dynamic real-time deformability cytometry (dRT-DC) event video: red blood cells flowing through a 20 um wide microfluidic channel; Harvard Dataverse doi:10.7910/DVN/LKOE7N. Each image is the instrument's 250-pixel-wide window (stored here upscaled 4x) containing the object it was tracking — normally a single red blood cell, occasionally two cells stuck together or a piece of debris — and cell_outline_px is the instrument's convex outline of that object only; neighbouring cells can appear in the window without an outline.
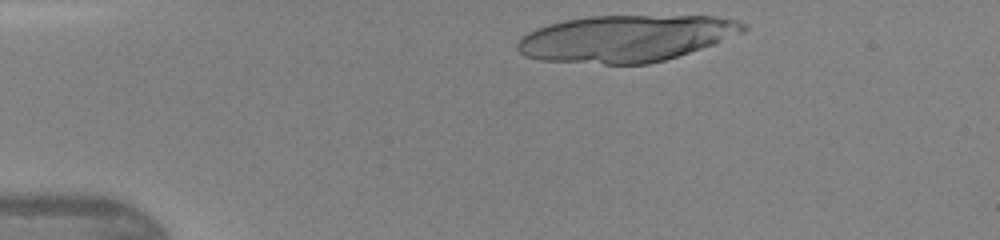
{"species": "human", "species_latin": "Homo sapiens", "temperature_condition": "warm", "stored_images_in_passage": 10, "camera_frame_rate_fps": 3000, "um_per_image_px": 0.085, "donor": {"sex": "female"}, "frame": {"image": 1, "passage_image": 2, "time_ms": 0.333, "image_size_px": [1000, 240], "cell_outline_px": [[748, 28], [744, 32], [716, 44], [664, 60], [648, 64], [604, 64], [540, 60], [524, 56], [516, 48], [516, 44], [528, 32], [536, 28], [548, 24], [564, 20], [588, 16], [716, 16], [736, 20], [748, 24]], "centroid_in_image_um": [53.23, 3.26], "position_along_channel_um": 31.8, "area_um2": 61.73}}